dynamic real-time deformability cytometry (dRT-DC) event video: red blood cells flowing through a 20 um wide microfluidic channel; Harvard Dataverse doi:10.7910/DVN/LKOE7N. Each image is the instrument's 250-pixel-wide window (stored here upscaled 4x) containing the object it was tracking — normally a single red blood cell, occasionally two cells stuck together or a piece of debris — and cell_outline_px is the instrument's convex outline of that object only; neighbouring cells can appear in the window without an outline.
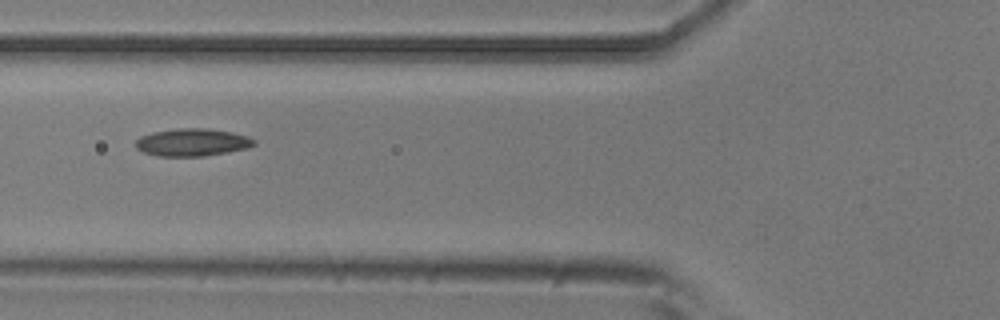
{"species": "common noctule bat (a hibernating species)", "species_latin": "Nyctalus noctula", "temperature_condition": "room temperature", "stored_images_in_passage": 6, "camera_frame_rate_fps": 3000, "um_per_image_px": 0.085, "animal": {"sex": "male", "body_mass_g": 20.5, "forearm_length_mm": 52.5}, "frame": {"image": 1, "passage_image": 3, "time_ms": 0.667, "image_size_px": [1000, 320], "cell_outline_px": [[256, 144], [248, 148], [228, 152], [204, 156], [156, 156], [144, 152], [136, 148], [136, 140], [140, 136], [152, 132], [176, 128], [208, 128], [232, 132], [248, 136], [256, 140]], "centroid_in_image_um": [16.36, 12.09], "position_along_channel_um": 109.4, "area_um2": 19.19}}
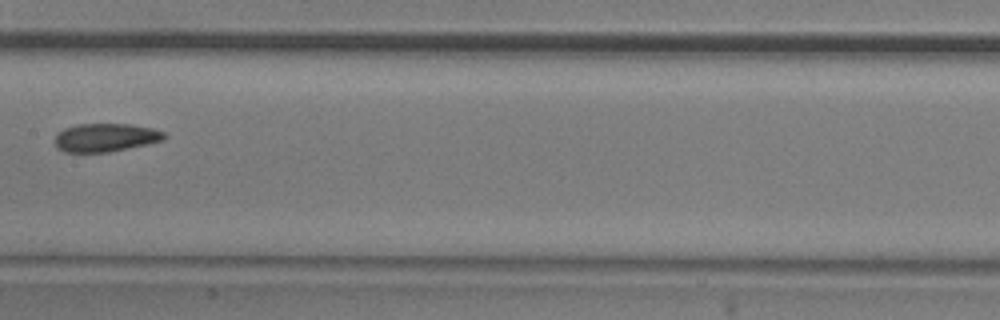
{"frame": {"image": 2, "passage_image": 5, "time_ms": 1.333, "image_size_px": [1000, 320], "cell_outline_px": [[168, 136], [164, 140], [148, 144], [112, 152], [64, 152], [56, 148], [56, 136], [64, 128], [76, 124], [128, 124], [152, 128], [164, 132]], "centroid_in_image_um": [9.0, 11.7], "position_along_channel_um": 198.4, "area_um2": 18.15}}
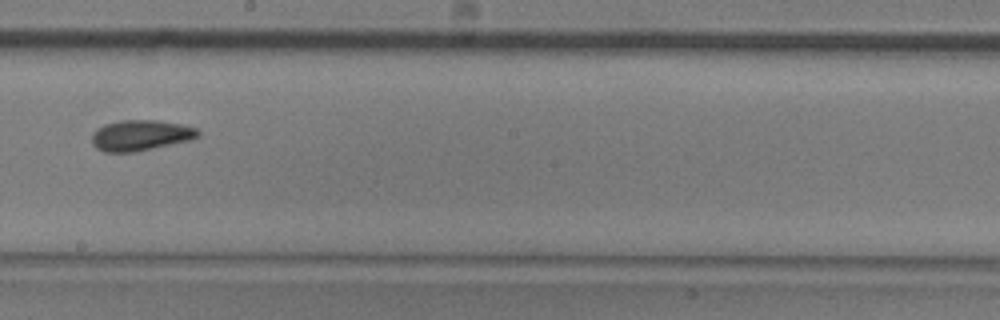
{"frame": {"image": 3, "passage_image": 6, "time_ms": 1.667, "image_size_px": [1000, 320], "cell_outline_px": [[200, 136], [192, 140], [136, 152], [104, 152], [96, 148], [92, 144], [92, 132], [96, 128], [104, 124], [120, 120], [156, 120], [180, 124], [196, 128], [200, 132]], "centroid_in_image_um": [11.94, 11.51], "position_along_channel_um": 236.3, "area_um2": 19.25}}